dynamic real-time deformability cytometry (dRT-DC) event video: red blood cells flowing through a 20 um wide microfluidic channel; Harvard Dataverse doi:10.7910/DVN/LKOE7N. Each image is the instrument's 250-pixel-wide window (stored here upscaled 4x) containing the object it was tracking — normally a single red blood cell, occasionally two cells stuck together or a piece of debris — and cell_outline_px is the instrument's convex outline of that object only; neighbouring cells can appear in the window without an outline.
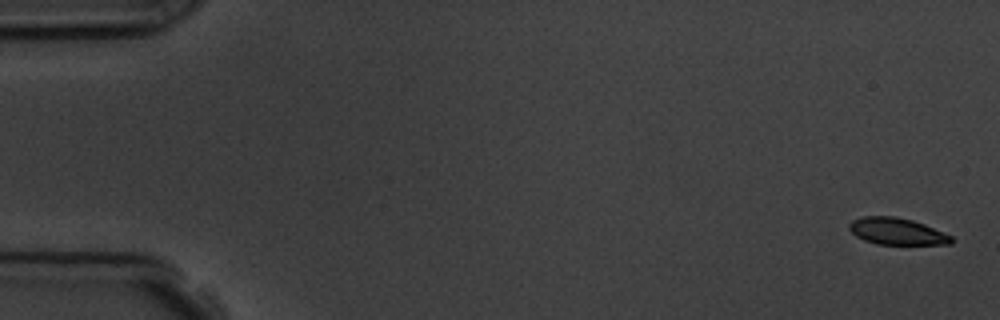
{"species": "common noctule bat (a hibernating species)", "species_latin": "Nyctalus noctula", "temperature_condition": "room temperature", "stored_images_in_passage": 5, "camera_frame_rate_fps": 3000, "um_per_image_px": 0.085, "animal": {"sex": "male", "body_mass_g": 19.5, "forearm_length_mm": 54.6}, "frame": {"image": 1, "passage_image": 1, "time_ms": 0.0, "image_size_px": [1000, 320], "cell_outline_px": [[952, 244], [876, 244], [864, 240], [856, 236], [848, 228], [848, 224], [852, 220], [860, 216], [896, 216], [912, 220], [924, 224], [952, 236]], "centroid_in_image_um": [76.19, 19.65], "position_along_channel_um": 8.8, "area_um2": 15.95}}
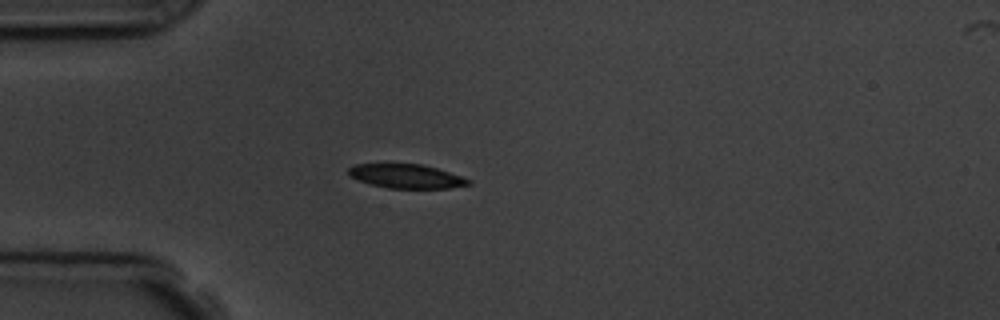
{"frame": {"image": 2, "passage_image": 5, "time_ms": 4.667, "image_size_px": [1000, 320], "cell_outline_px": [[472, 184], [448, 188], [388, 188], [372, 184], [348, 176], [348, 168], [352, 164], [420, 164], [436, 168], [472, 180]], "centroid_in_image_um": [34.52, 14.97], "position_along_channel_um": 50.5, "area_um2": 16.65}}